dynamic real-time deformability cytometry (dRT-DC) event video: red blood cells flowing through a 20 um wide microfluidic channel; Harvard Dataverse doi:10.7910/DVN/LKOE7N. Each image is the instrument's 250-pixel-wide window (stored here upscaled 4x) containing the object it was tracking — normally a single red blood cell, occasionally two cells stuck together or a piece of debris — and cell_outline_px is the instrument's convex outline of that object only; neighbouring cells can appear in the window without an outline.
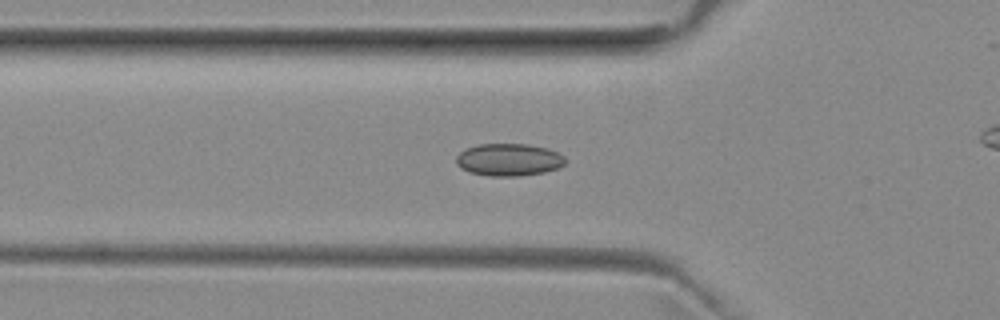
{"species": "common noctule bat (a hibernating species)", "species_latin": "Nyctalus noctula", "temperature_condition": "room temperature", "stored_images_in_passage": 46, "camera_frame_rate_fps": 3000, "um_per_image_px": 0.085, "animal": {"sex": "female", "body_mass_g": 29.2, "forearm_length_mm": 56.3}, "frame": {"image": 1, "passage_image": 11, "time_ms": 3.333, "image_size_px": [1000, 320], "cell_outline_px": [[564, 164], [560, 168], [544, 172], [520, 176], [488, 176], [468, 172], [460, 168], [456, 164], [456, 156], [464, 148], [476, 144], [528, 144], [548, 148], [564, 156]], "centroid_in_image_um": [43.21, 13.58], "position_along_channel_um": 82.6, "area_um2": 20.87}}
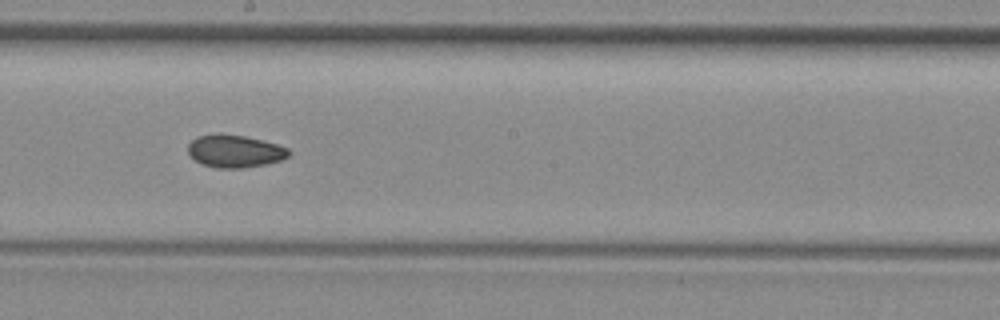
{"frame": {"image": 2, "passage_image": 22, "time_ms": 7.0, "image_size_px": [1000, 320], "cell_outline_px": [[292, 152], [288, 156], [280, 160], [264, 164], [244, 168], [216, 168], [200, 164], [188, 152], [188, 144], [196, 136], [244, 136], [276, 144], [288, 148]], "centroid_in_image_um": [19.97, 12.89], "position_along_channel_um": 228.2, "area_um2": 18.55}}
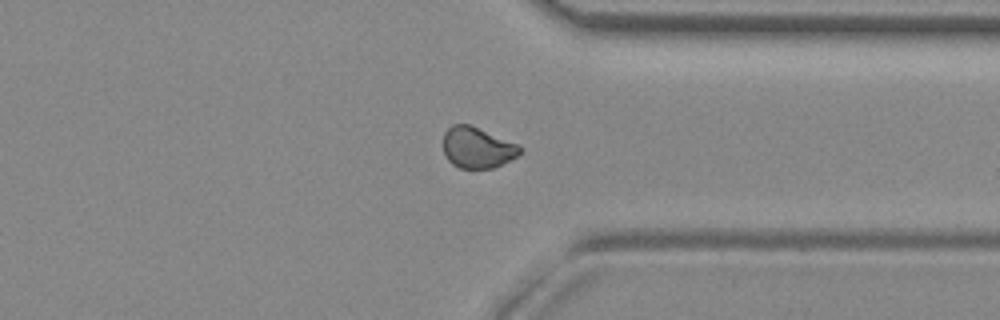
{"frame": {"image": 3, "passage_image": 33, "time_ms": 10.667, "image_size_px": [1000, 320], "cell_outline_px": [[524, 148], [516, 156], [492, 168], [460, 168], [452, 164], [444, 156], [444, 132], [452, 124], [468, 124], [520, 144]], "centroid_in_image_um": [40.56, 12.54], "position_along_channel_um": 370.8, "area_um2": 18.26}, "authors_computed_cell_mechanics": {"area_um2": 19.2474, "velocity_mm_per_s": 3.9528, "shape_relaxation_time_tau1_ms": null, "shape_relaxation_time_tau2_ms": 5.1236, "deformation_change_tau1": null, "deformation_change_tau2": 0.0711}}